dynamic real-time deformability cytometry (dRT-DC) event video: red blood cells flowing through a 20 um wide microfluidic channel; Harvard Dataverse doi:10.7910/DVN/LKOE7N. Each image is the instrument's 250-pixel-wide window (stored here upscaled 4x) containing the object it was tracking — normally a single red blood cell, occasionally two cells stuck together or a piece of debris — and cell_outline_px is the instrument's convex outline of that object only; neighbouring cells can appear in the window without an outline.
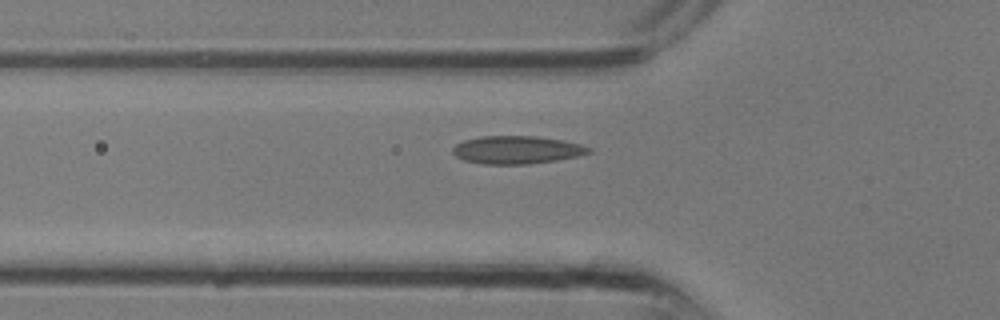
{"species": "common noctule bat (a hibernating species)", "species_latin": "Nyctalus noctula", "temperature_condition": "room temperature", "stored_images_in_passage": 29, "camera_frame_rate_fps": 3000, "um_per_image_px": 0.085, "animal": {"sex": "male", "body_mass_g": 13.3}, "frame": {"image": 1, "passage_image": 11, "time_ms": 3.333, "image_size_px": [1000, 320], "cell_outline_px": [[592, 152], [576, 156], [556, 160], [528, 164], [484, 164], [464, 160], [456, 156], [452, 152], [452, 148], [456, 144], [464, 140], [480, 136], [536, 136], [564, 140], [580, 144], [592, 148]], "centroid_in_image_um": [43.92, 12.73], "position_along_channel_um": 81.9, "area_um2": 22.14}}
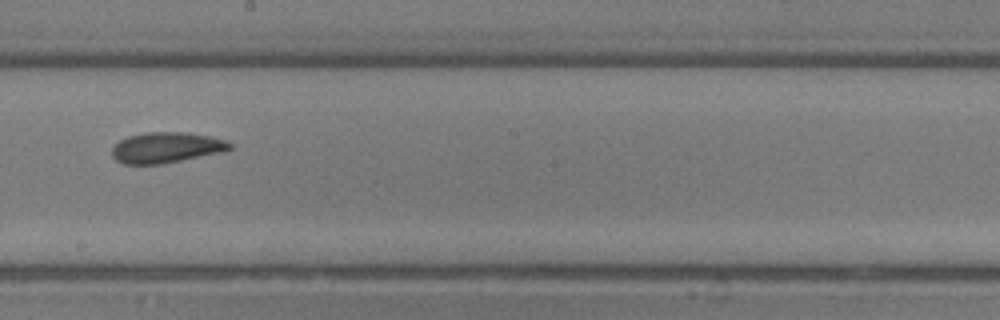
{"frame": {"image": 2, "passage_image": 18, "time_ms": 5.667, "image_size_px": [1000, 320], "cell_outline_px": [[232, 148], [224, 152], [160, 164], [124, 164], [116, 160], [112, 156], [112, 148], [120, 140], [128, 136], [144, 132], [188, 132], [212, 136], [224, 140], [232, 144]], "centroid_in_image_um": [14.15, 12.53], "position_along_channel_um": 234.1, "area_um2": 21.15}}
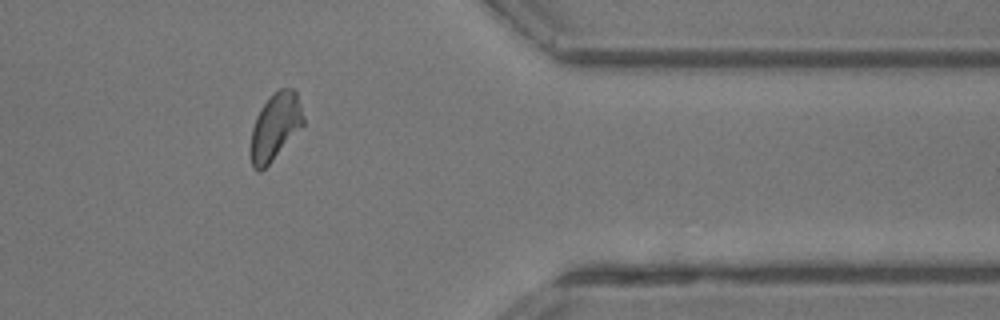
{"frame": {"image": 3, "passage_image": 26, "time_ms": 8.333, "image_size_px": [1000, 320], "cell_outline_px": [[304, 124], [272, 160], [260, 172], [256, 172], [252, 168], [252, 128], [256, 116], [260, 108], [280, 88], [292, 88], [296, 92], [304, 116]], "centroid_in_image_um": [23.4, 10.76], "position_along_channel_um": 388.0, "area_um2": 19.94}}